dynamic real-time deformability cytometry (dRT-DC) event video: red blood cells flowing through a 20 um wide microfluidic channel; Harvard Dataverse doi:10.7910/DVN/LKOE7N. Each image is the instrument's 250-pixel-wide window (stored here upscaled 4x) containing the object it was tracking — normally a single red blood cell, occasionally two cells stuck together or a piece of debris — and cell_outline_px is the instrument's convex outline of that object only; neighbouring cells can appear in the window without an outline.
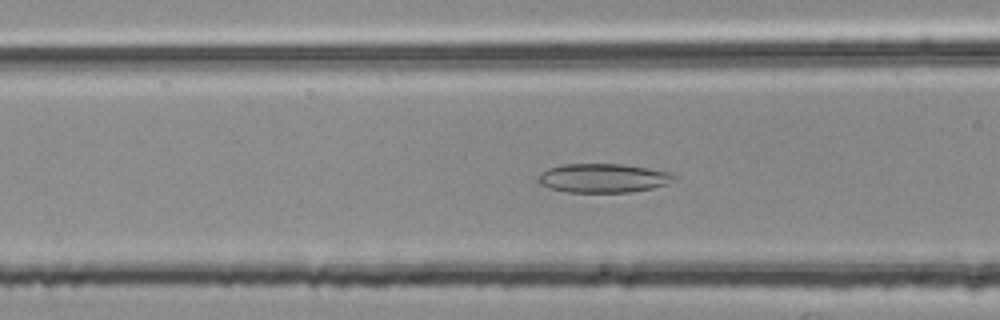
{"species": "common noctule bat (a hibernating species)", "species_latin": "Nyctalus noctula", "temperature_condition": "room temperature", "stored_images_in_passage": 34, "camera_frame_rate_fps": 3000, "um_per_image_px": 0.085, "animal": {"sex": "female", "body_mass_g": 25.1}, "frame": {"image": 1, "passage_image": 7, "time_ms": 2.0, "image_size_px": [1000, 320], "cell_outline_px": [[676, 176], [668, 184], [652, 188], [632, 192], [568, 192], [552, 188], [540, 184], [536, 180], [536, 176], [540, 172], [548, 168], [564, 164], [624, 164], [648, 168], [668, 172]], "centroid_in_image_um": [51.23, 15.13], "position_along_channel_um": 115.4, "area_um2": 22.95}}
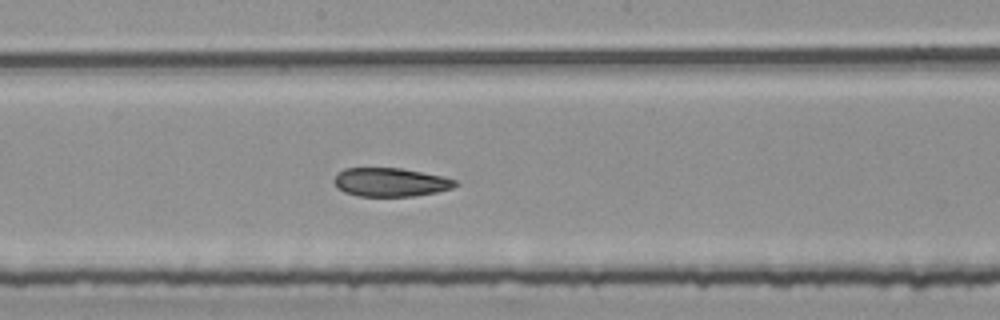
{"frame": {"image": 2, "passage_image": 15, "time_ms": 4.667, "image_size_px": [1000, 320], "cell_outline_px": [[460, 184], [452, 188], [436, 192], [412, 196], [356, 196], [344, 192], [336, 188], [332, 180], [336, 172], [344, 168], [400, 168], [444, 176], [456, 180]], "centroid_in_image_um": [33.15, 15.48], "position_along_channel_um": 215.1, "area_um2": 20.52}}
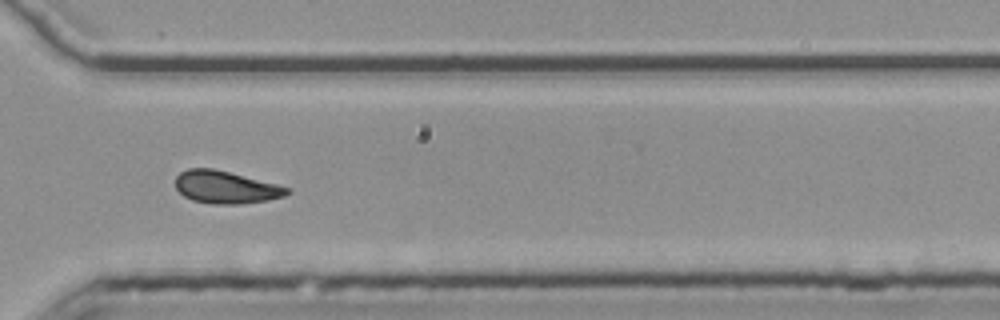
{"frame": {"image": 3, "passage_image": 26, "time_ms": 8.333, "image_size_px": [1000, 320], "cell_outline_px": [[292, 192], [284, 196], [268, 200], [240, 204], [212, 204], [192, 200], [184, 196], [176, 188], [176, 176], [180, 172], [188, 168], [212, 168], [292, 188]], "centroid_in_image_um": [19.2, 15.92], "position_along_channel_um": 351.4, "area_um2": 21.1}, "authors_computed_cell_mechanics": {"area_um2": 21.0103, "velocity_mm_per_s": 3.7329, "shape_relaxation_time_tau1_ms": null, "shape_relaxation_time_tau2_ms": 4.5707, "deformation_change_tau1": null, "deformation_change_tau2": 0.1103}}